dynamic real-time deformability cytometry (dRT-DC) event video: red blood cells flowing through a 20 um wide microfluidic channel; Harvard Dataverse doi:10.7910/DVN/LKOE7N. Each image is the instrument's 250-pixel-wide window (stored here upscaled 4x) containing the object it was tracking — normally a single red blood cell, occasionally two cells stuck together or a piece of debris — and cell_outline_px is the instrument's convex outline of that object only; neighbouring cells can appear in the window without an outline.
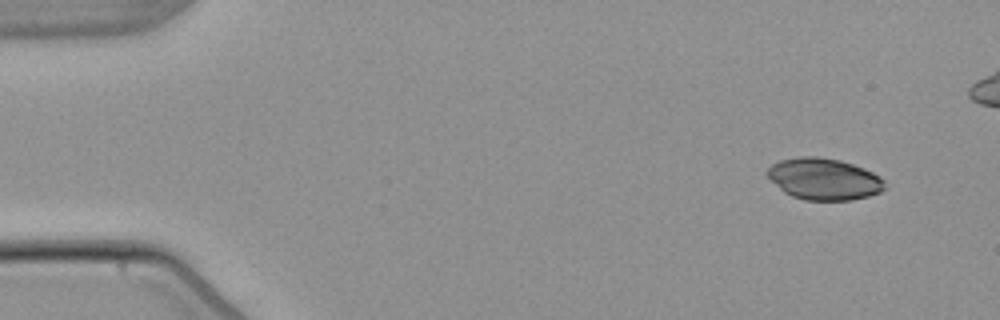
{"species": "common noctule bat (a hibernating species)", "species_latin": "Nyctalus noctula", "temperature_condition": "warm", "stored_images_in_passage": 4, "camera_frame_rate_fps": 3000, "um_per_image_px": 0.085, "animal": {"sex": "male", "body_mass_g": 21.5, "forearm_length_mm": 52.0}, "frame": {"image": 1, "passage_image": 1, "time_ms": 0.0, "image_size_px": [1000, 320], "cell_outline_px": [[884, 188], [880, 192], [868, 196], [852, 200], [804, 200], [792, 196], [784, 192], [764, 172], [772, 164], [780, 160], [800, 156], [816, 156], [840, 160], [864, 168], [880, 176], [884, 180]], "centroid_in_image_um": [70.03, 15.21], "position_along_channel_um": 15.0, "area_um2": 28.44}}